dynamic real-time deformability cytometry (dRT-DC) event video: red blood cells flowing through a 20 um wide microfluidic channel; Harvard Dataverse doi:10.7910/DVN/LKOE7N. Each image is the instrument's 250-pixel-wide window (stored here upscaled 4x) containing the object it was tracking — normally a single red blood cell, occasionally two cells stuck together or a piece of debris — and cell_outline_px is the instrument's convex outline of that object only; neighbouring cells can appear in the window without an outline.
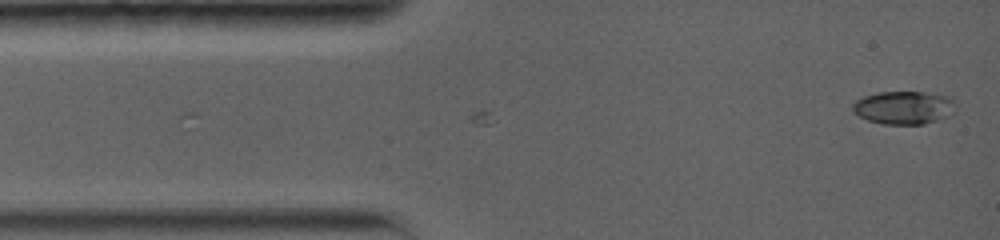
{"species": "common noctule bat (a hibernating species)", "species_latin": "Nyctalus noctula", "temperature_condition": "warm", "stored_images_in_passage": 48, "camera_frame_rate_fps": 5000, "um_per_image_px": 0.085, "animal": {"sex": "female", "body_mass_g": 19.0, "forearm_length_mm": 56.7}, "frame": {"image": 1, "passage_image": 1, "time_ms": 0.0, "image_size_px": [1000, 240], "cell_outline_px": [[952, 112], [948, 116], [924, 124], [884, 124], [868, 120], [852, 112], [852, 104], [856, 100], [864, 96], [876, 92], [924, 92], [948, 96], [952, 100]], "centroid_in_image_um": [76.75, 9.14], "position_along_channel_um": 8.2, "area_um2": 19.65}}
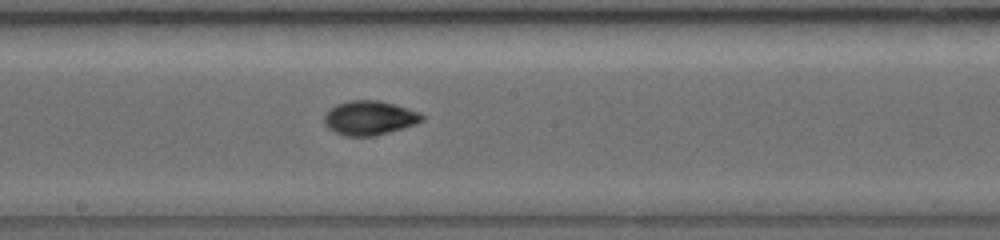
{"frame": {"image": 2, "passage_image": 21, "time_ms": 7.2, "image_size_px": [1000, 240], "cell_outline_px": [[424, 120], [416, 124], [404, 128], [372, 136], [348, 136], [336, 132], [328, 128], [324, 124], [324, 116], [328, 108], [336, 104], [348, 100], [380, 100], [396, 104], [420, 112], [424, 116]], "centroid_in_image_um": [31.41, 10.0], "position_along_channel_um": 216.8, "area_um2": 19.71}}
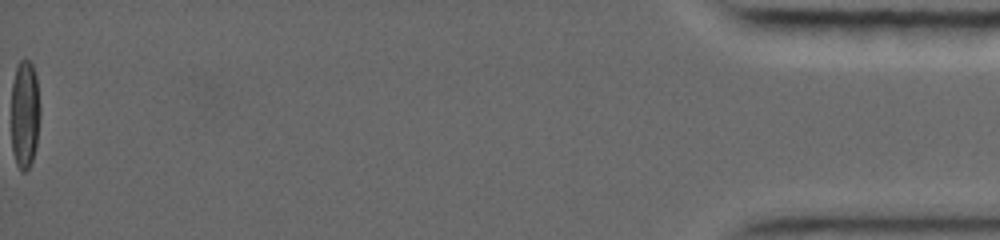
{"frame": {"image": 3, "passage_image": 48, "time_ms": 16.6, "image_size_px": [1000, 240], "cell_outline_px": [[40, 116], [36, 148], [32, 160], [28, 168], [24, 172], [20, 172], [16, 164], [12, 152], [12, 84], [16, 68], [20, 60], [28, 60], [32, 64], [36, 76], [40, 108]], "centroid_in_image_um": [2.11, 9.75], "position_along_channel_um": 433.1, "area_um2": 18.32}, "authors_computed_cell_mechanics": {"area_um2": 18.6694, "velocity_mm_per_s": 3.8684, "shape_relaxation_time_tau1_ms": 8.2956, "shape_relaxation_time_tau2_ms": 3.0188, "deformation_change_tau1": 0.2771, "deformation_change_tau2": 0.0493}}